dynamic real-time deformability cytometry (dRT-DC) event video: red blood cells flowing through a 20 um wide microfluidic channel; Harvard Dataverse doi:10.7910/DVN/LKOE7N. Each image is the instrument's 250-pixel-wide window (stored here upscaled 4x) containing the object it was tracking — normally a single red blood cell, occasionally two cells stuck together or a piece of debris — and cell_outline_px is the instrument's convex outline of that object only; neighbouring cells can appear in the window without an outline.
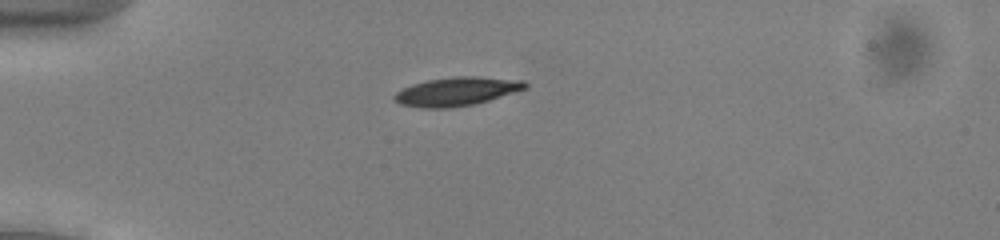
{"species": "common noctule bat (a hibernating species)", "species_latin": "Nyctalus noctula", "temperature_condition": "cold", "stored_images_in_passage": 34, "camera_frame_rate_fps": 3000, "um_per_image_px": 0.085, "animal": {"sex": "male", "body_mass_g": 13.0, "forearm_length_mm": 53.1}, "frame": {"image": 1, "passage_image": 1, "time_ms": 0.0, "image_size_px": [1000, 240], "cell_outline_px": [[528, 88], [476, 104], [452, 108], [420, 108], [400, 104], [392, 100], [392, 96], [396, 92], [412, 84], [428, 80], [456, 76], [476, 76], [524, 80], [528, 84]], "centroid_in_image_um": [38.81, 7.78], "position_along_channel_um": 46.2, "area_um2": 22.08}}
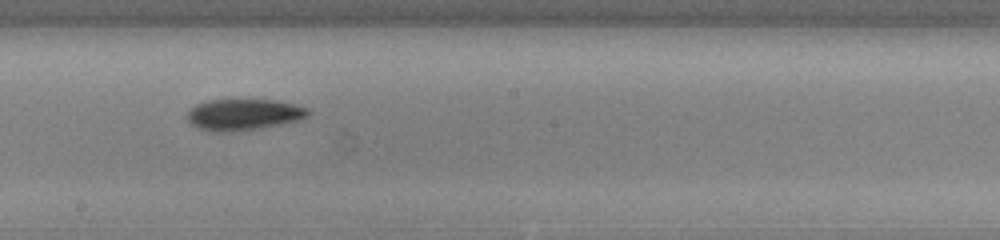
{"frame": {"image": 2, "passage_image": 17, "time_ms": 5.333, "image_size_px": [1000, 240], "cell_outline_px": [[312, 112], [308, 116], [300, 120], [280, 124], [256, 128], [224, 132], [200, 128], [192, 124], [188, 120], [188, 112], [196, 104], [208, 100], [276, 100], [308, 108]], "centroid_in_image_um": [20.75, 9.72], "position_along_channel_um": 227.4, "area_um2": 21.56}}
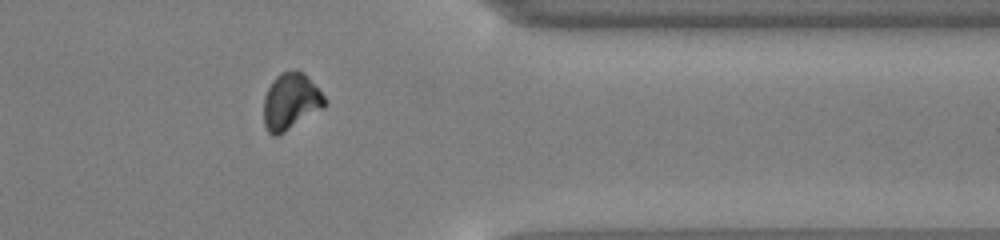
{"frame": {"image": 3, "passage_image": 30, "time_ms": 9.667, "image_size_px": [1000, 240], "cell_outline_px": [[328, 104], [324, 108], [284, 132], [276, 136], [272, 136], [268, 132], [264, 124], [264, 96], [272, 80], [280, 72], [304, 72], [308, 76], [328, 100]], "centroid_in_image_um": [24.73, 8.64], "position_along_channel_um": 386.7, "area_um2": 20.17}, "authors_computed_cell_mechanics": {"area_um2": 21.5883, "velocity_mm_per_s": 3.9084, "shape_relaxation_time_tau1_ms": 3.5052, "shape_relaxation_time_tau2_ms": 4.3402, "deformation_change_tau1": 0.1073, "deformation_change_tau2": 0.096}}